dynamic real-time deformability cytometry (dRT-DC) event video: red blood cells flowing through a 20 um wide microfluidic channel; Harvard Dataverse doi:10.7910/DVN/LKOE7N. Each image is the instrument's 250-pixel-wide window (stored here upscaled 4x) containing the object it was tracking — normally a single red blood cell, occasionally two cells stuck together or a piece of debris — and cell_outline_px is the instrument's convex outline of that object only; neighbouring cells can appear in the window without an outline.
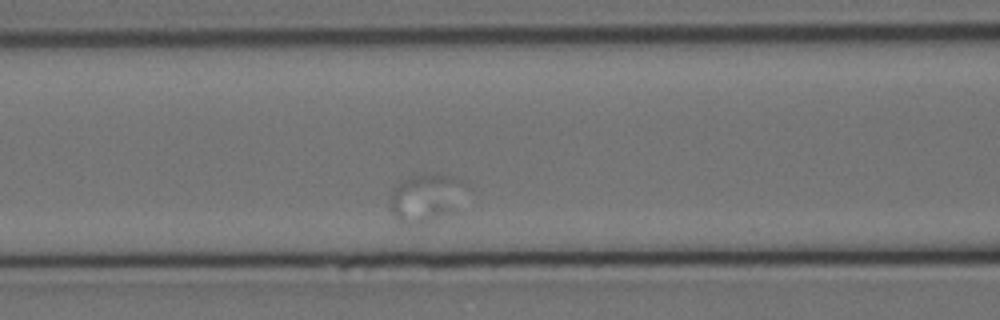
{"species": "Egyptian fruit bat (a non-hibernating species)", "species_latin": "Rousettus aegyptiacus", "temperature_condition": "cold", "stored_images_in_passage": 18, "camera_frame_rate_fps": 3000, "um_per_image_px": 0.085, "animal": {"sex": "female"}, "frame": {"image": 1, "passage_image": 6, "time_ms": 7.333, "image_size_px": [1000, 320], "cell_outline_px": [[452, 180], [448, 212], [428, 220], [408, 224], [400, 220], [388, 208], [392, 188], [408, 176], [444, 176]], "centroid_in_image_um": [35.75, 16.85], "position_along_channel_um": 130.9, "area_um2": 17.51}}
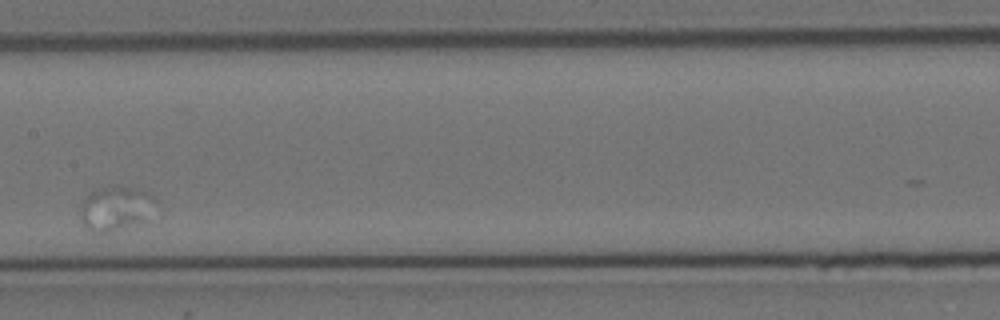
{"frame": {"image": 2, "passage_image": 10, "time_ms": 12.0, "image_size_px": [1000, 320], "cell_outline_px": [[156, 200], [144, 220], [104, 232], [100, 232], [88, 228], [84, 224], [80, 216], [80, 204], [84, 196], [88, 192], [96, 188], [120, 184], [148, 192]], "centroid_in_image_um": [9.75, 17.62], "position_along_channel_um": 197.6, "area_um2": 19.07}}
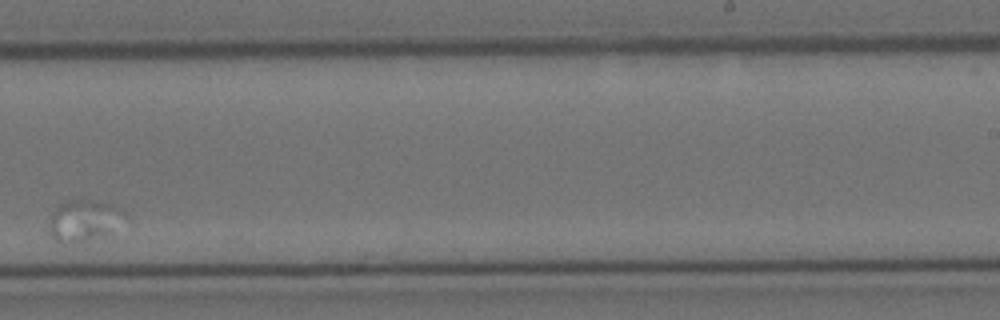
{"frame": {"image": 3, "passage_image": 14, "time_ms": 17.667, "image_size_px": [1000, 320], "cell_outline_px": [[132, 220], [108, 232], [84, 240], [56, 240], [48, 232], [48, 220], [52, 212], [64, 200], [80, 196], [100, 200], [116, 204]], "centroid_in_image_um": [7.21, 18.6], "position_along_channel_um": 281.8, "area_um2": 18.84}}